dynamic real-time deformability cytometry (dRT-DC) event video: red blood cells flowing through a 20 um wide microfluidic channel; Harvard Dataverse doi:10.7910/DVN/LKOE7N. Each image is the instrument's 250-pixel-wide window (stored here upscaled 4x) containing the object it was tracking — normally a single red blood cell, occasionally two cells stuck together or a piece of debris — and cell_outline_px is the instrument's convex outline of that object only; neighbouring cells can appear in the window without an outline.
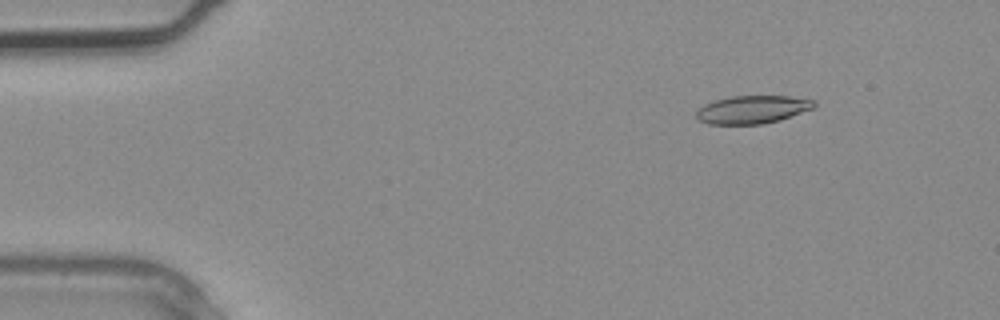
{"species": "common noctule bat (a hibernating species)", "species_latin": "Nyctalus noctula", "temperature_condition": "warm", "stored_images_in_passage": 3, "segment_of_instrument_passage": [1, 2], "camera_frame_rate_fps": 3000, "um_per_image_px": 0.085, "animal": {"sex": "male", "body_mass_g": 20.4}, "frame": {"image": 1, "passage_image": 1, "time_ms": 0.0, "image_size_px": [1000, 320], "cell_outline_px": [[816, 104], [812, 108], [780, 120], [764, 124], [708, 124], [700, 120], [696, 116], [696, 112], [704, 104], [716, 100], [732, 96], [788, 96], [816, 100]], "centroid_in_image_um": [63.96, 9.31], "position_along_channel_um": 21.0, "area_um2": 19.07}}